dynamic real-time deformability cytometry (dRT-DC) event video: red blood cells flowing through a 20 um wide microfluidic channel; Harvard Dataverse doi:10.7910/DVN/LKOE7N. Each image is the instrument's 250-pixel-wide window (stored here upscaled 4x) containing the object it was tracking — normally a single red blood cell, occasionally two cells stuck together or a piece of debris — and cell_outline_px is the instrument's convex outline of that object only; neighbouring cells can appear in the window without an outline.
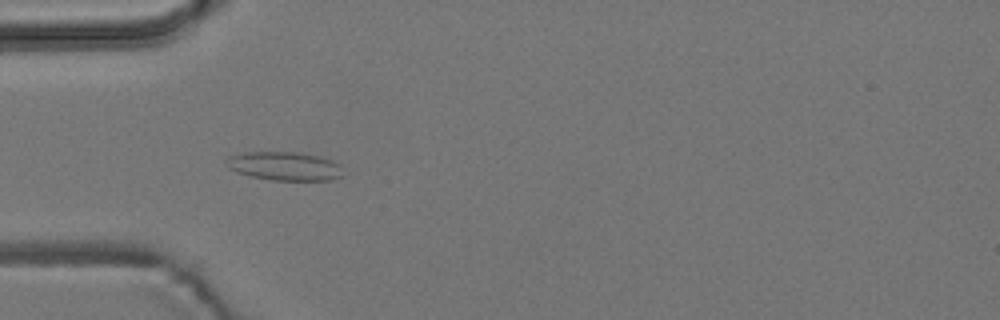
{"species": "common noctule bat (a hibernating species)", "species_latin": "Nyctalus noctula", "temperature_condition": "room temperature", "stored_images_in_passage": 6, "camera_frame_rate_fps": 3000, "um_per_image_px": 0.085, "animal": {"sex": "male", "body_mass_g": 19.2, "forearm_length_mm": 51.8}, "frame": {"image": 1, "passage_image": 5, "time_ms": 4.667, "image_size_px": [1000, 320], "cell_outline_px": [[344, 176], [332, 180], [272, 180], [252, 176], [236, 172], [228, 168], [228, 160], [232, 156], [244, 152], [296, 152], [320, 156], [332, 160], [340, 164]], "centroid_in_image_um": [24.26, 14.12], "position_along_channel_um": 60.7, "area_um2": 19.42}}